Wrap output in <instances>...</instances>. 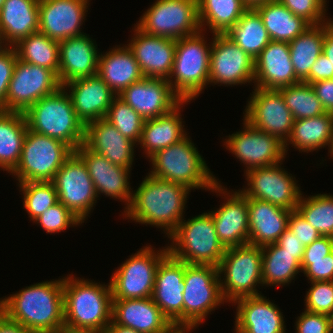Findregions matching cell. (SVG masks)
Returning <instances> with one entry per match:
<instances>
[{"mask_svg": "<svg viewBox=\"0 0 333 333\" xmlns=\"http://www.w3.org/2000/svg\"><path fill=\"white\" fill-rule=\"evenodd\" d=\"M86 164L95 191L106 196L124 200L130 206L133 191L128 182L129 170L119 165L112 164L103 155L90 150L84 143L74 151Z\"/></svg>", "mask_w": 333, "mask_h": 333, "instance_id": "cell-23", "label": "cell"}, {"mask_svg": "<svg viewBox=\"0 0 333 333\" xmlns=\"http://www.w3.org/2000/svg\"><path fill=\"white\" fill-rule=\"evenodd\" d=\"M243 124L244 131L229 135L224 143L246 164V171L281 163L285 158L284 143L271 134L253 128L245 119Z\"/></svg>", "mask_w": 333, "mask_h": 333, "instance_id": "cell-18", "label": "cell"}, {"mask_svg": "<svg viewBox=\"0 0 333 333\" xmlns=\"http://www.w3.org/2000/svg\"><path fill=\"white\" fill-rule=\"evenodd\" d=\"M263 285H286L302 272L297 253L284 251L277 243L261 247ZM300 270V271H299Z\"/></svg>", "mask_w": 333, "mask_h": 333, "instance_id": "cell-41", "label": "cell"}, {"mask_svg": "<svg viewBox=\"0 0 333 333\" xmlns=\"http://www.w3.org/2000/svg\"><path fill=\"white\" fill-rule=\"evenodd\" d=\"M18 59L23 62L52 70L58 77L59 42L41 32H34L21 39L16 45Z\"/></svg>", "mask_w": 333, "mask_h": 333, "instance_id": "cell-42", "label": "cell"}, {"mask_svg": "<svg viewBox=\"0 0 333 333\" xmlns=\"http://www.w3.org/2000/svg\"><path fill=\"white\" fill-rule=\"evenodd\" d=\"M168 238L173 240L172 245L167 246L169 254L187 264L218 267L226 251L209 213L182 220Z\"/></svg>", "mask_w": 333, "mask_h": 333, "instance_id": "cell-6", "label": "cell"}, {"mask_svg": "<svg viewBox=\"0 0 333 333\" xmlns=\"http://www.w3.org/2000/svg\"><path fill=\"white\" fill-rule=\"evenodd\" d=\"M212 40L209 83L238 85L254 80L255 60L226 34H214Z\"/></svg>", "mask_w": 333, "mask_h": 333, "instance_id": "cell-17", "label": "cell"}, {"mask_svg": "<svg viewBox=\"0 0 333 333\" xmlns=\"http://www.w3.org/2000/svg\"><path fill=\"white\" fill-rule=\"evenodd\" d=\"M28 129L67 144L73 151L85 141L86 126L78 118L68 92L60 87L25 113Z\"/></svg>", "mask_w": 333, "mask_h": 333, "instance_id": "cell-5", "label": "cell"}, {"mask_svg": "<svg viewBox=\"0 0 333 333\" xmlns=\"http://www.w3.org/2000/svg\"><path fill=\"white\" fill-rule=\"evenodd\" d=\"M214 265L187 264L185 262L183 291V331L189 332L204 322L207 314L221 303V277Z\"/></svg>", "mask_w": 333, "mask_h": 333, "instance_id": "cell-9", "label": "cell"}, {"mask_svg": "<svg viewBox=\"0 0 333 333\" xmlns=\"http://www.w3.org/2000/svg\"><path fill=\"white\" fill-rule=\"evenodd\" d=\"M0 333H33L24 328L20 323L9 320L0 313Z\"/></svg>", "mask_w": 333, "mask_h": 333, "instance_id": "cell-59", "label": "cell"}, {"mask_svg": "<svg viewBox=\"0 0 333 333\" xmlns=\"http://www.w3.org/2000/svg\"><path fill=\"white\" fill-rule=\"evenodd\" d=\"M128 47L133 51L144 77L169 79L174 62L176 40L150 35L137 26Z\"/></svg>", "mask_w": 333, "mask_h": 333, "instance_id": "cell-22", "label": "cell"}, {"mask_svg": "<svg viewBox=\"0 0 333 333\" xmlns=\"http://www.w3.org/2000/svg\"><path fill=\"white\" fill-rule=\"evenodd\" d=\"M296 321V333H333V317L305 310Z\"/></svg>", "mask_w": 333, "mask_h": 333, "instance_id": "cell-50", "label": "cell"}, {"mask_svg": "<svg viewBox=\"0 0 333 333\" xmlns=\"http://www.w3.org/2000/svg\"><path fill=\"white\" fill-rule=\"evenodd\" d=\"M112 300L110 283L63 278L64 324L69 327L104 333L112 321Z\"/></svg>", "mask_w": 333, "mask_h": 333, "instance_id": "cell-3", "label": "cell"}, {"mask_svg": "<svg viewBox=\"0 0 333 333\" xmlns=\"http://www.w3.org/2000/svg\"><path fill=\"white\" fill-rule=\"evenodd\" d=\"M249 219V244L263 247L277 243L288 228L292 210L273 205L267 201L247 198Z\"/></svg>", "mask_w": 333, "mask_h": 333, "instance_id": "cell-31", "label": "cell"}, {"mask_svg": "<svg viewBox=\"0 0 333 333\" xmlns=\"http://www.w3.org/2000/svg\"><path fill=\"white\" fill-rule=\"evenodd\" d=\"M51 182L56 189L58 201L84 222L98 198L84 161L74 152Z\"/></svg>", "mask_w": 333, "mask_h": 333, "instance_id": "cell-14", "label": "cell"}, {"mask_svg": "<svg viewBox=\"0 0 333 333\" xmlns=\"http://www.w3.org/2000/svg\"><path fill=\"white\" fill-rule=\"evenodd\" d=\"M255 87L280 89L301 82L295 75L287 42L270 41L255 59Z\"/></svg>", "mask_w": 333, "mask_h": 333, "instance_id": "cell-26", "label": "cell"}, {"mask_svg": "<svg viewBox=\"0 0 333 333\" xmlns=\"http://www.w3.org/2000/svg\"><path fill=\"white\" fill-rule=\"evenodd\" d=\"M311 86L324 110L333 114V79L313 82Z\"/></svg>", "mask_w": 333, "mask_h": 333, "instance_id": "cell-55", "label": "cell"}, {"mask_svg": "<svg viewBox=\"0 0 333 333\" xmlns=\"http://www.w3.org/2000/svg\"><path fill=\"white\" fill-rule=\"evenodd\" d=\"M39 20V0H5L0 10V30L5 44L14 46L38 32Z\"/></svg>", "mask_w": 333, "mask_h": 333, "instance_id": "cell-32", "label": "cell"}, {"mask_svg": "<svg viewBox=\"0 0 333 333\" xmlns=\"http://www.w3.org/2000/svg\"><path fill=\"white\" fill-rule=\"evenodd\" d=\"M1 312L33 333H56L64 325L63 279L28 286L0 300Z\"/></svg>", "mask_w": 333, "mask_h": 333, "instance_id": "cell-1", "label": "cell"}, {"mask_svg": "<svg viewBox=\"0 0 333 333\" xmlns=\"http://www.w3.org/2000/svg\"><path fill=\"white\" fill-rule=\"evenodd\" d=\"M62 87L66 91L69 88L73 108L85 126L92 121L105 119L108 109L116 97V94L98 74L73 80Z\"/></svg>", "mask_w": 333, "mask_h": 333, "instance_id": "cell-24", "label": "cell"}, {"mask_svg": "<svg viewBox=\"0 0 333 333\" xmlns=\"http://www.w3.org/2000/svg\"><path fill=\"white\" fill-rule=\"evenodd\" d=\"M27 130L24 113L0 110V167L8 173L20 161Z\"/></svg>", "mask_w": 333, "mask_h": 333, "instance_id": "cell-36", "label": "cell"}, {"mask_svg": "<svg viewBox=\"0 0 333 333\" xmlns=\"http://www.w3.org/2000/svg\"><path fill=\"white\" fill-rule=\"evenodd\" d=\"M184 275L185 262L168 254L157 268L151 297L178 331H183Z\"/></svg>", "mask_w": 333, "mask_h": 333, "instance_id": "cell-19", "label": "cell"}, {"mask_svg": "<svg viewBox=\"0 0 333 333\" xmlns=\"http://www.w3.org/2000/svg\"><path fill=\"white\" fill-rule=\"evenodd\" d=\"M105 120L123 136L139 143L145 119L118 96L113 99Z\"/></svg>", "mask_w": 333, "mask_h": 333, "instance_id": "cell-45", "label": "cell"}, {"mask_svg": "<svg viewBox=\"0 0 333 333\" xmlns=\"http://www.w3.org/2000/svg\"><path fill=\"white\" fill-rule=\"evenodd\" d=\"M97 74L116 96L144 77L133 51L127 45L115 46L106 54H99Z\"/></svg>", "mask_w": 333, "mask_h": 333, "instance_id": "cell-33", "label": "cell"}, {"mask_svg": "<svg viewBox=\"0 0 333 333\" xmlns=\"http://www.w3.org/2000/svg\"><path fill=\"white\" fill-rule=\"evenodd\" d=\"M198 152L190 138L185 136L150 157L153 170L149 175L182 184L190 190L207 188L225 194L227 191L223 190Z\"/></svg>", "mask_w": 333, "mask_h": 333, "instance_id": "cell-4", "label": "cell"}, {"mask_svg": "<svg viewBox=\"0 0 333 333\" xmlns=\"http://www.w3.org/2000/svg\"><path fill=\"white\" fill-rule=\"evenodd\" d=\"M187 102L189 101H182L168 114L145 120L139 144L146 151L147 157L150 158L157 151L179 142L187 135L179 113L180 106Z\"/></svg>", "mask_w": 333, "mask_h": 333, "instance_id": "cell-34", "label": "cell"}, {"mask_svg": "<svg viewBox=\"0 0 333 333\" xmlns=\"http://www.w3.org/2000/svg\"><path fill=\"white\" fill-rule=\"evenodd\" d=\"M279 163L246 171L249 188L241 190L247 198L267 201L287 210H296L301 191L295 177ZM291 175V176H290Z\"/></svg>", "mask_w": 333, "mask_h": 333, "instance_id": "cell-15", "label": "cell"}, {"mask_svg": "<svg viewBox=\"0 0 333 333\" xmlns=\"http://www.w3.org/2000/svg\"><path fill=\"white\" fill-rule=\"evenodd\" d=\"M112 321L141 333H177L152 298L112 300Z\"/></svg>", "mask_w": 333, "mask_h": 333, "instance_id": "cell-25", "label": "cell"}, {"mask_svg": "<svg viewBox=\"0 0 333 333\" xmlns=\"http://www.w3.org/2000/svg\"><path fill=\"white\" fill-rule=\"evenodd\" d=\"M329 152L331 154V157L333 156V139H332V143H331V147L329 148Z\"/></svg>", "mask_w": 333, "mask_h": 333, "instance_id": "cell-64", "label": "cell"}, {"mask_svg": "<svg viewBox=\"0 0 333 333\" xmlns=\"http://www.w3.org/2000/svg\"><path fill=\"white\" fill-rule=\"evenodd\" d=\"M277 244L289 253H297V261L301 264L304 255L305 246L296 235H293L287 228L279 237Z\"/></svg>", "mask_w": 333, "mask_h": 333, "instance_id": "cell-57", "label": "cell"}, {"mask_svg": "<svg viewBox=\"0 0 333 333\" xmlns=\"http://www.w3.org/2000/svg\"><path fill=\"white\" fill-rule=\"evenodd\" d=\"M137 27L143 32L170 39L192 36L201 30L198 0H156Z\"/></svg>", "mask_w": 333, "mask_h": 333, "instance_id": "cell-11", "label": "cell"}, {"mask_svg": "<svg viewBox=\"0 0 333 333\" xmlns=\"http://www.w3.org/2000/svg\"><path fill=\"white\" fill-rule=\"evenodd\" d=\"M4 2H5V0H0V10H1V8H2Z\"/></svg>", "mask_w": 333, "mask_h": 333, "instance_id": "cell-65", "label": "cell"}, {"mask_svg": "<svg viewBox=\"0 0 333 333\" xmlns=\"http://www.w3.org/2000/svg\"><path fill=\"white\" fill-rule=\"evenodd\" d=\"M23 192L24 207L31 220L37 219L49 207L58 203V195L51 181L19 183Z\"/></svg>", "mask_w": 333, "mask_h": 333, "instance_id": "cell-46", "label": "cell"}, {"mask_svg": "<svg viewBox=\"0 0 333 333\" xmlns=\"http://www.w3.org/2000/svg\"><path fill=\"white\" fill-rule=\"evenodd\" d=\"M261 16L272 41L291 42L310 24L294 15L279 0L269 1L254 8Z\"/></svg>", "mask_w": 333, "mask_h": 333, "instance_id": "cell-37", "label": "cell"}, {"mask_svg": "<svg viewBox=\"0 0 333 333\" xmlns=\"http://www.w3.org/2000/svg\"><path fill=\"white\" fill-rule=\"evenodd\" d=\"M56 333H103V332L94 329L72 328L64 324Z\"/></svg>", "mask_w": 333, "mask_h": 333, "instance_id": "cell-61", "label": "cell"}, {"mask_svg": "<svg viewBox=\"0 0 333 333\" xmlns=\"http://www.w3.org/2000/svg\"><path fill=\"white\" fill-rule=\"evenodd\" d=\"M151 247L140 249L115 270L109 282L113 300L152 297L157 268L169 252Z\"/></svg>", "mask_w": 333, "mask_h": 333, "instance_id": "cell-12", "label": "cell"}, {"mask_svg": "<svg viewBox=\"0 0 333 333\" xmlns=\"http://www.w3.org/2000/svg\"><path fill=\"white\" fill-rule=\"evenodd\" d=\"M218 272L225 277L220 281L225 302L261 295L256 289L257 284L263 285L261 247L247 243L226 248Z\"/></svg>", "mask_w": 333, "mask_h": 333, "instance_id": "cell-8", "label": "cell"}, {"mask_svg": "<svg viewBox=\"0 0 333 333\" xmlns=\"http://www.w3.org/2000/svg\"><path fill=\"white\" fill-rule=\"evenodd\" d=\"M301 269L311 282L333 281V252L319 260H302Z\"/></svg>", "mask_w": 333, "mask_h": 333, "instance_id": "cell-52", "label": "cell"}, {"mask_svg": "<svg viewBox=\"0 0 333 333\" xmlns=\"http://www.w3.org/2000/svg\"><path fill=\"white\" fill-rule=\"evenodd\" d=\"M218 210L208 212L214 221L219 241L225 248L247 244L249 219L247 197L238 190L227 197Z\"/></svg>", "mask_w": 333, "mask_h": 333, "instance_id": "cell-29", "label": "cell"}, {"mask_svg": "<svg viewBox=\"0 0 333 333\" xmlns=\"http://www.w3.org/2000/svg\"><path fill=\"white\" fill-rule=\"evenodd\" d=\"M17 58V52L13 46H8V48L0 53V110L5 111L8 85L13 76Z\"/></svg>", "mask_w": 333, "mask_h": 333, "instance_id": "cell-51", "label": "cell"}, {"mask_svg": "<svg viewBox=\"0 0 333 333\" xmlns=\"http://www.w3.org/2000/svg\"><path fill=\"white\" fill-rule=\"evenodd\" d=\"M295 120L326 113L310 83L299 82L278 89Z\"/></svg>", "mask_w": 333, "mask_h": 333, "instance_id": "cell-43", "label": "cell"}, {"mask_svg": "<svg viewBox=\"0 0 333 333\" xmlns=\"http://www.w3.org/2000/svg\"><path fill=\"white\" fill-rule=\"evenodd\" d=\"M331 252H333V237L321 235L310 245L305 246L302 260L325 259Z\"/></svg>", "mask_w": 333, "mask_h": 333, "instance_id": "cell-54", "label": "cell"}, {"mask_svg": "<svg viewBox=\"0 0 333 333\" xmlns=\"http://www.w3.org/2000/svg\"><path fill=\"white\" fill-rule=\"evenodd\" d=\"M2 43H3V45H2ZM5 42H4V39H3V35H2V32H1V30H0V53H2L6 48H8L7 47V44H4ZM3 47H2V46Z\"/></svg>", "mask_w": 333, "mask_h": 333, "instance_id": "cell-63", "label": "cell"}, {"mask_svg": "<svg viewBox=\"0 0 333 333\" xmlns=\"http://www.w3.org/2000/svg\"><path fill=\"white\" fill-rule=\"evenodd\" d=\"M323 54L328 58L333 70V21L329 19L325 22Z\"/></svg>", "mask_w": 333, "mask_h": 333, "instance_id": "cell-58", "label": "cell"}, {"mask_svg": "<svg viewBox=\"0 0 333 333\" xmlns=\"http://www.w3.org/2000/svg\"><path fill=\"white\" fill-rule=\"evenodd\" d=\"M269 1L273 0H243L248 8H255L256 6L267 3Z\"/></svg>", "mask_w": 333, "mask_h": 333, "instance_id": "cell-62", "label": "cell"}, {"mask_svg": "<svg viewBox=\"0 0 333 333\" xmlns=\"http://www.w3.org/2000/svg\"><path fill=\"white\" fill-rule=\"evenodd\" d=\"M118 97L145 120L168 114L183 101L167 79L149 77L132 83Z\"/></svg>", "mask_w": 333, "mask_h": 333, "instance_id": "cell-20", "label": "cell"}, {"mask_svg": "<svg viewBox=\"0 0 333 333\" xmlns=\"http://www.w3.org/2000/svg\"><path fill=\"white\" fill-rule=\"evenodd\" d=\"M34 222L39 223L47 233L64 231L71 225L82 223L67 207L61 202L49 207Z\"/></svg>", "mask_w": 333, "mask_h": 333, "instance_id": "cell-47", "label": "cell"}, {"mask_svg": "<svg viewBox=\"0 0 333 333\" xmlns=\"http://www.w3.org/2000/svg\"><path fill=\"white\" fill-rule=\"evenodd\" d=\"M88 0H39V32L55 41L84 34Z\"/></svg>", "mask_w": 333, "mask_h": 333, "instance_id": "cell-21", "label": "cell"}, {"mask_svg": "<svg viewBox=\"0 0 333 333\" xmlns=\"http://www.w3.org/2000/svg\"><path fill=\"white\" fill-rule=\"evenodd\" d=\"M332 139L333 114L326 112L315 117L295 120L291 134L284 143V151L286 154L287 145L291 143L299 151L308 153L320 147L324 148L325 145L331 147Z\"/></svg>", "mask_w": 333, "mask_h": 333, "instance_id": "cell-35", "label": "cell"}, {"mask_svg": "<svg viewBox=\"0 0 333 333\" xmlns=\"http://www.w3.org/2000/svg\"><path fill=\"white\" fill-rule=\"evenodd\" d=\"M60 87L58 77L52 70L17 58L8 85L5 111L25 113L42 97L55 93Z\"/></svg>", "mask_w": 333, "mask_h": 333, "instance_id": "cell-13", "label": "cell"}, {"mask_svg": "<svg viewBox=\"0 0 333 333\" xmlns=\"http://www.w3.org/2000/svg\"><path fill=\"white\" fill-rule=\"evenodd\" d=\"M296 210L322 236L333 237V196L317 194L308 198H300Z\"/></svg>", "mask_w": 333, "mask_h": 333, "instance_id": "cell-44", "label": "cell"}, {"mask_svg": "<svg viewBox=\"0 0 333 333\" xmlns=\"http://www.w3.org/2000/svg\"><path fill=\"white\" fill-rule=\"evenodd\" d=\"M244 119L255 129L285 143L291 134L294 117L277 89L255 87L245 109Z\"/></svg>", "mask_w": 333, "mask_h": 333, "instance_id": "cell-16", "label": "cell"}, {"mask_svg": "<svg viewBox=\"0 0 333 333\" xmlns=\"http://www.w3.org/2000/svg\"><path fill=\"white\" fill-rule=\"evenodd\" d=\"M288 229L293 235H296L297 239L300 240L304 246L310 245L321 236L297 210H293L290 213Z\"/></svg>", "mask_w": 333, "mask_h": 333, "instance_id": "cell-53", "label": "cell"}, {"mask_svg": "<svg viewBox=\"0 0 333 333\" xmlns=\"http://www.w3.org/2000/svg\"><path fill=\"white\" fill-rule=\"evenodd\" d=\"M294 15L302 17L310 25L324 23L326 3L323 0H279Z\"/></svg>", "mask_w": 333, "mask_h": 333, "instance_id": "cell-49", "label": "cell"}, {"mask_svg": "<svg viewBox=\"0 0 333 333\" xmlns=\"http://www.w3.org/2000/svg\"><path fill=\"white\" fill-rule=\"evenodd\" d=\"M263 295L243 297L237 306L236 333H285L283 314Z\"/></svg>", "mask_w": 333, "mask_h": 333, "instance_id": "cell-28", "label": "cell"}, {"mask_svg": "<svg viewBox=\"0 0 333 333\" xmlns=\"http://www.w3.org/2000/svg\"><path fill=\"white\" fill-rule=\"evenodd\" d=\"M226 35L253 60L271 41L261 16L254 8H248Z\"/></svg>", "mask_w": 333, "mask_h": 333, "instance_id": "cell-39", "label": "cell"}, {"mask_svg": "<svg viewBox=\"0 0 333 333\" xmlns=\"http://www.w3.org/2000/svg\"><path fill=\"white\" fill-rule=\"evenodd\" d=\"M324 38L325 22L318 25H310L288 43L293 69L296 77L301 82L309 83L311 66L323 53Z\"/></svg>", "mask_w": 333, "mask_h": 333, "instance_id": "cell-38", "label": "cell"}, {"mask_svg": "<svg viewBox=\"0 0 333 333\" xmlns=\"http://www.w3.org/2000/svg\"><path fill=\"white\" fill-rule=\"evenodd\" d=\"M333 79L332 65L328 58L322 53L311 66L309 73V83Z\"/></svg>", "mask_w": 333, "mask_h": 333, "instance_id": "cell-56", "label": "cell"}, {"mask_svg": "<svg viewBox=\"0 0 333 333\" xmlns=\"http://www.w3.org/2000/svg\"><path fill=\"white\" fill-rule=\"evenodd\" d=\"M201 33L176 40L173 68L168 82L183 101L199 96L209 84L211 45L209 47L206 44L204 34L202 36Z\"/></svg>", "mask_w": 333, "mask_h": 333, "instance_id": "cell-7", "label": "cell"}, {"mask_svg": "<svg viewBox=\"0 0 333 333\" xmlns=\"http://www.w3.org/2000/svg\"><path fill=\"white\" fill-rule=\"evenodd\" d=\"M86 33L59 42L58 80L61 87L97 74L99 52Z\"/></svg>", "mask_w": 333, "mask_h": 333, "instance_id": "cell-27", "label": "cell"}, {"mask_svg": "<svg viewBox=\"0 0 333 333\" xmlns=\"http://www.w3.org/2000/svg\"><path fill=\"white\" fill-rule=\"evenodd\" d=\"M247 9L243 0H198L200 28L207 25L213 35L226 34Z\"/></svg>", "mask_w": 333, "mask_h": 333, "instance_id": "cell-40", "label": "cell"}, {"mask_svg": "<svg viewBox=\"0 0 333 333\" xmlns=\"http://www.w3.org/2000/svg\"><path fill=\"white\" fill-rule=\"evenodd\" d=\"M190 192L186 186L146 176L133 193L126 217L142 223L161 227L169 237L180 224Z\"/></svg>", "mask_w": 333, "mask_h": 333, "instance_id": "cell-2", "label": "cell"}, {"mask_svg": "<svg viewBox=\"0 0 333 333\" xmlns=\"http://www.w3.org/2000/svg\"><path fill=\"white\" fill-rule=\"evenodd\" d=\"M84 144L90 150L103 155L112 164L131 168L136 143L123 136L105 119L95 120L86 125Z\"/></svg>", "mask_w": 333, "mask_h": 333, "instance_id": "cell-30", "label": "cell"}, {"mask_svg": "<svg viewBox=\"0 0 333 333\" xmlns=\"http://www.w3.org/2000/svg\"><path fill=\"white\" fill-rule=\"evenodd\" d=\"M104 333H141L130 327L117 325L113 321L106 327Z\"/></svg>", "mask_w": 333, "mask_h": 333, "instance_id": "cell-60", "label": "cell"}, {"mask_svg": "<svg viewBox=\"0 0 333 333\" xmlns=\"http://www.w3.org/2000/svg\"><path fill=\"white\" fill-rule=\"evenodd\" d=\"M311 285L306 294L305 310L333 317V281H314Z\"/></svg>", "mask_w": 333, "mask_h": 333, "instance_id": "cell-48", "label": "cell"}, {"mask_svg": "<svg viewBox=\"0 0 333 333\" xmlns=\"http://www.w3.org/2000/svg\"><path fill=\"white\" fill-rule=\"evenodd\" d=\"M74 153L65 143L27 130L20 161L12 172L19 183L52 181Z\"/></svg>", "mask_w": 333, "mask_h": 333, "instance_id": "cell-10", "label": "cell"}]
</instances>
